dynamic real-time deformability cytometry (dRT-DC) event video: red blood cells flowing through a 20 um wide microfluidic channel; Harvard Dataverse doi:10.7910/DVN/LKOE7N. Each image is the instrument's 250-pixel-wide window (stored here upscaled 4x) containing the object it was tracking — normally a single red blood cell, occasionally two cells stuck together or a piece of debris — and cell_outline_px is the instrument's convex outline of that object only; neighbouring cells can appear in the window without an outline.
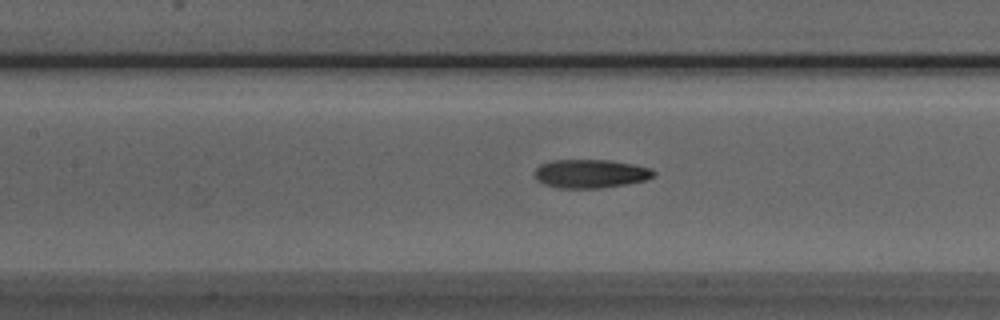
{"species": "Egyptian fruit bat (a non-hibernating species)", "species_latin": "Rousettus aegyptiacus", "temperature_condition": "room temperature", "stored_images_in_passage": 35, "camera_frame_rate_fps": 3000, "um_per_image_px": 0.085, "animal": {"sex": "male"}, "frame": {"image": 1, "passage_image": 7, "time_ms": 2.0, "image_size_px": [1000, 320], "cell_outline_px": [[656, 176], [644, 180], [624, 184], [600, 188], [560, 188], [544, 184], [536, 180], [536, 168], [540, 164], [552, 160], [608, 160], [632, 164], [652, 168], [656, 172]], "centroid_in_image_um": [50.2, 14.76], "position_along_channel_um": 157.2, "area_um2": 19.77}}
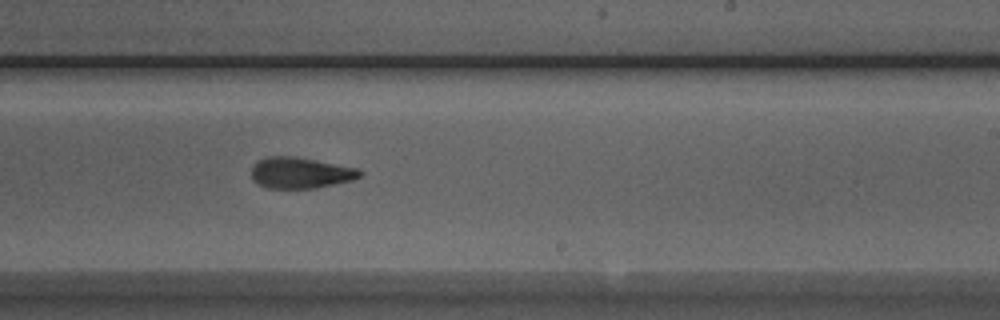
{"frame": {"image": 2, "passage_image": 15, "time_ms": 4.667, "image_size_px": [1000, 320], "cell_outline_px": [[364, 172], [360, 176], [352, 180], [316, 188], [268, 188], [256, 184], [252, 180], [252, 164], [256, 160], [268, 156], [296, 156], [356, 168]], "centroid_in_image_um": [25.48, 14.68], "position_along_channel_um": 263.5, "area_um2": 19.77}}
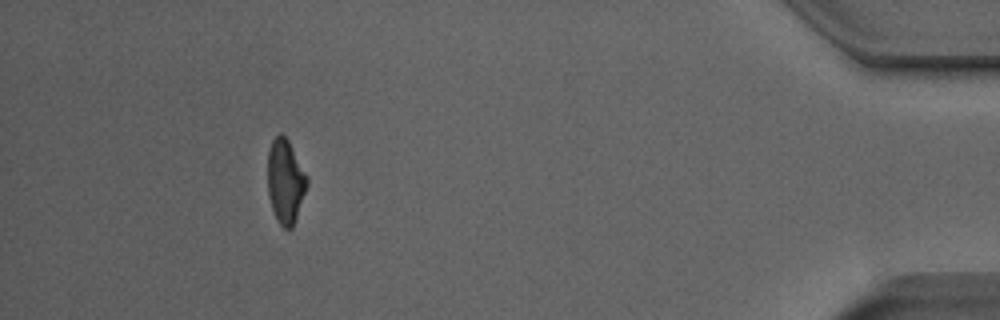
{"frame": {"image": 3, "passage_image": 31, "time_ms": 10.0, "image_size_px": [1000, 320], "cell_outline_px": [[308, 184], [292, 228], [288, 232], [280, 224], [272, 208], [268, 196], [268, 152], [272, 140], [280, 132], [288, 140], [308, 176]], "centroid_in_image_um": [24.26, 15.41], "position_along_channel_um": 410.9, "area_um2": 19.19}}